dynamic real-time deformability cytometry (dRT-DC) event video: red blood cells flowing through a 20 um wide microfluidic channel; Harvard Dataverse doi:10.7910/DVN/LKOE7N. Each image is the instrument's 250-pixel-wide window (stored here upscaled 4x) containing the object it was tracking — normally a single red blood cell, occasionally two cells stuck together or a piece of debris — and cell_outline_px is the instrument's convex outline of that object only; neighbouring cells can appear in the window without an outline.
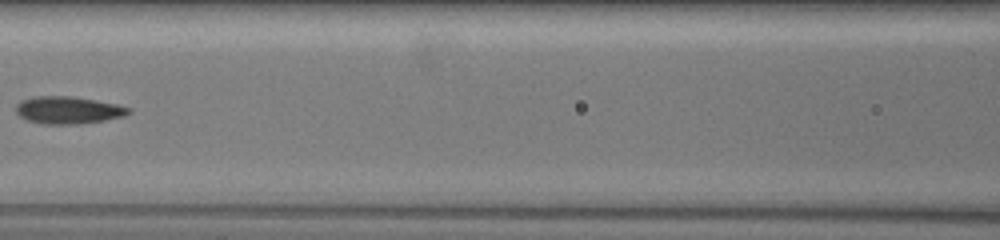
{"species": "common noctule bat (a hibernating species)", "species_latin": "Nyctalus noctula", "temperature_condition": "warm", "stored_images_in_passage": 12, "camera_frame_rate_fps": 3000, "um_per_image_px": 0.085, "animal": {"sex": "female", "body_mass_g": 19.5, "forearm_length_mm": 54.1}, "frame": {"image": 1, "passage_image": 7, "time_ms": 6.333, "image_size_px": [1000, 240], "cell_outline_px": [[132, 112], [124, 116], [104, 120], [80, 124], [40, 124], [28, 120], [20, 116], [16, 112], [16, 104], [20, 100], [32, 96], [72, 96], [96, 100], [116, 104], [132, 108]], "centroid_in_image_um": [5.79, 9.35], "position_along_channel_um": 160.8, "area_um2": 18.15}}
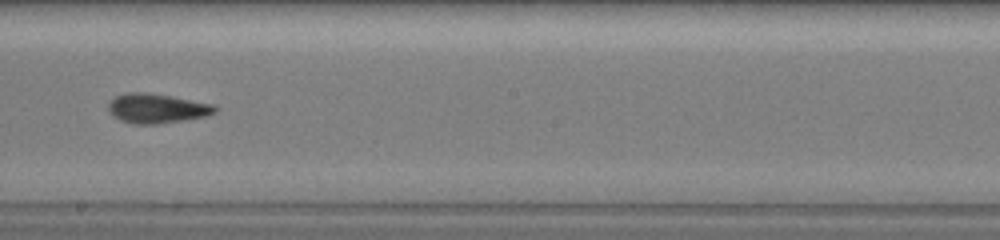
{"frame": {"image": 2, "passage_image": 9, "time_ms": 8.333, "image_size_px": [1000, 240], "cell_outline_px": [[216, 112], [204, 116], [184, 120], [156, 124], [132, 124], [120, 120], [112, 116], [108, 112], [108, 104], [116, 96], [128, 92], [148, 92], [172, 96], [212, 104], [216, 108]], "centroid_in_image_um": [13.28, 9.21], "position_along_channel_um": 234.9, "area_um2": 18.32}}